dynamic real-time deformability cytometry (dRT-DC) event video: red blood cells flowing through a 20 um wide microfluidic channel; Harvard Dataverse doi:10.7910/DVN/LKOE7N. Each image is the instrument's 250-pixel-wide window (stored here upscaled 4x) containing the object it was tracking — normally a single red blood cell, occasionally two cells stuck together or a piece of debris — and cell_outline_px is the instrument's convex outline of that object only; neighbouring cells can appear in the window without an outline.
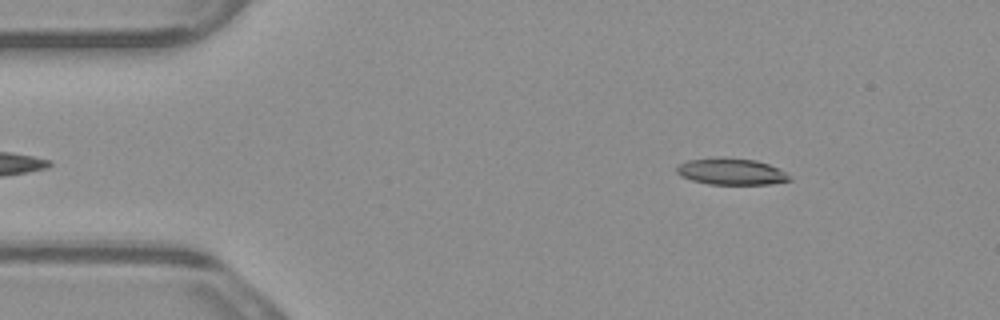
{"species": "common noctule bat (a hibernating species)", "species_latin": "Nyctalus noctula", "temperature_condition": "warm", "stored_images_in_passage": 4, "camera_frame_rate_fps": 3000, "um_per_image_px": 0.085, "animal": {"sex": "male", "body_mass_g": 23.1, "forearm_length_mm": 52.7}, "frame": {"image": 1, "passage_image": 1, "time_ms": 0.0, "image_size_px": [1000, 320], "cell_outline_px": [[792, 180], [768, 184], [708, 184], [692, 180], [680, 176], [676, 172], [676, 168], [680, 164], [688, 160], [724, 156], [756, 160], [768, 164], [784, 172]], "centroid_in_image_um": [62.11, 14.57], "position_along_channel_um": 22.9, "area_um2": 17.4}}
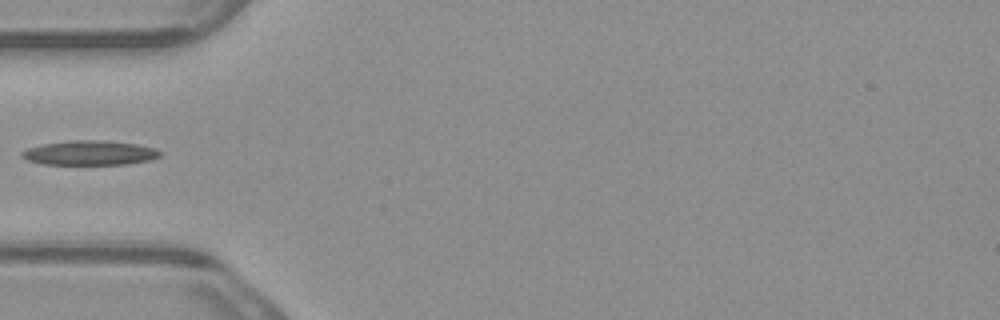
{"frame": {"image": 2, "passage_image": 4, "time_ms": 1.0, "image_size_px": [1000, 320], "cell_outline_px": [[164, 152], [160, 156], [152, 160], [128, 164], [44, 164], [28, 160], [20, 156], [20, 152], [28, 148], [44, 144], [72, 140], [104, 140], [136, 144], [152, 148]], "centroid_in_image_um": [7.65, 12.99], "position_along_channel_um": 77.3, "area_um2": 19.71}}